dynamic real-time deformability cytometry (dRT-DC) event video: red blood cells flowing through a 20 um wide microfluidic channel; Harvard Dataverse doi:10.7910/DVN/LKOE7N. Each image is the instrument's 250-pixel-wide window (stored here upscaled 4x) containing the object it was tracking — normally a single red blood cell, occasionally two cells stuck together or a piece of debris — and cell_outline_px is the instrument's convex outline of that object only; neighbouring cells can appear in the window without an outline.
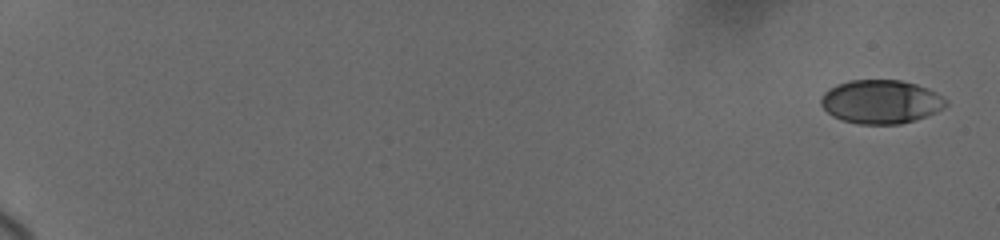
{"species": "human", "species_latin": "Homo sapiens", "temperature_condition": "cold", "stored_images_in_passage": 10, "camera_frame_rate_fps": 3000, "um_per_image_px": 0.085, "donor": {"sex": "female"}, "frame": {"image": 1, "passage_image": 1, "time_ms": 0.0, "image_size_px": [1000, 240], "cell_outline_px": [[948, 104], [944, 108], [936, 112], [916, 120], [900, 124], [860, 124], [840, 120], [832, 116], [820, 104], [820, 96], [828, 88], [836, 84], [848, 80], [900, 80], [916, 84], [928, 88], [936, 92], [948, 100]], "centroid_in_image_um": [74.87, 8.64], "position_along_channel_um": 10.1, "area_um2": 32.19}}
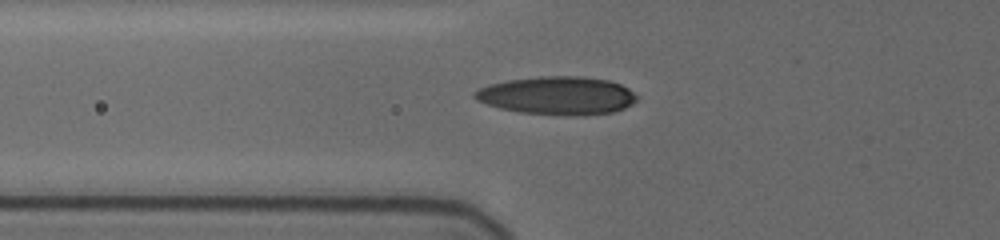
{"frame": {"image": 2, "passage_image": 9, "time_ms": 7.667, "image_size_px": [1000, 240], "cell_outline_px": [[640, 96], [632, 104], [624, 108], [612, 112], [584, 116], [568, 116], [520, 112], [500, 108], [476, 100], [472, 96], [472, 92], [488, 84], [508, 80], [540, 76], [580, 76], [608, 80], [620, 84], [628, 88]], "centroid_in_image_um": [47.38, 8.13], "position_along_channel_um": 78.4, "area_um2": 36.36}}
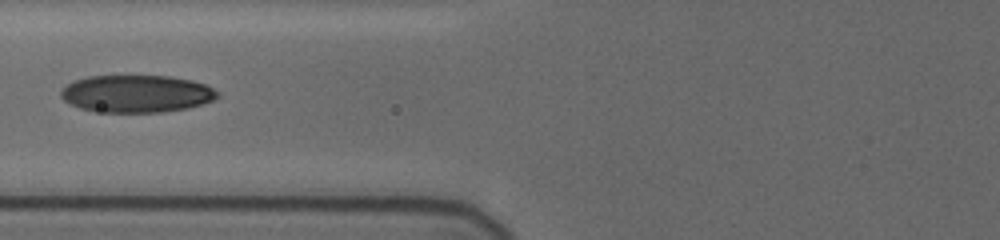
{"frame": {"image": 3, "passage_image": 10, "time_ms": 8.667, "image_size_px": [1000, 240], "cell_outline_px": [[220, 96], [212, 100], [188, 108], [160, 112], [104, 112], [80, 108], [64, 100], [60, 96], [60, 92], [72, 80], [88, 76], [168, 76], [192, 80], [204, 84], [220, 92]], "centroid_in_image_um": [11.61, 7.96], "position_along_channel_um": 114.2, "area_um2": 33.99}}